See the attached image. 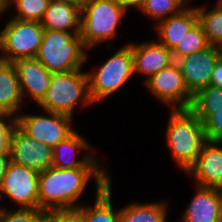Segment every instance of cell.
<instances>
[{
  "label": "cell",
  "mask_w": 222,
  "mask_h": 222,
  "mask_svg": "<svg viewBox=\"0 0 222 222\" xmlns=\"http://www.w3.org/2000/svg\"><path fill=\"white\" fill-rule=\"evenodd\" d=\"M90 178L95 180L96 189H102L111 180L105 168L61 169L51 166L39 172L38 209L78 208L82 203L76 202Z\"/></svg>",
  "instance_id": "obj_1"
},
{
  "label": "cell",
  "mask_w": 222,
  "mask_h": 222,
  "mask_svg": "<svg viewBox=\"0 0 222 222\" xmlns=\"http://www.w3.org/2000/svg\"><path fill=\"white\" fill-rule=\"evenodd\" d=\"M171 110L165 139L176 165L186 173L206 142L203 122L190 109Z\"/></svg>",
  "instance_id": "obj_2"
},
{
  "label": "cell",
  "mask_w": 222,
  "mask_h": 222,
  "mask_svg": "<svg viewBox=\"0 0 222 222\" xmlns=\"http://www.w3.org/2000/svg\"><path fill=\"white\" fill-rule=\"evenodd\" d=\"M80 35L44 29L36 58L52 74L82 69L88 59Z\"/></svg>",
  "instance_id": "obj_3"
},
{
  "label": "cell",
  "mask_w": 222,
  "mask_h": 222,
  "mask_svg": "<svg viewBox=\"0 0 222 222\" xmlns=\"http://www.w3.org/2000/svg\"><path fill=\"white\" fill-rule=\"evenodd\" d=\"M91 104L88 75L81 69L52 74L45 97L38 104L43 110L73 116L75 105Z\"/></svg>",
  "instance_id": "obj_4"
},
{
  "label": "cell",
  "mask_w": 222,
  "mask_h": 222,
  "mask_svg": "<svg viewBox=\"0 0 222 222\" xmlns=\"http://www.w3.org/2000/svg\"><path fill=\"white\" fill-rule=\"evenodd\" d=\"M126 11L114 0H91L81 10L80 37L90 50L99 43L111 41L117 35V28Z\"/></svg>",
  "instance_id": "obj_5"
},
{
  "label": "cell",
  "mask_w": 222,
  "mask_h": 222,
  "mask_svg": "<svg viewBox=\"0 0 222 222\" xmlns=\"http://www.w3.org/2000/svg\"><path fill=\"white\" fill-rule=\"evenodd\" d=\"M133 74L135 73L130 42L97 67L94 72H87L92 103L115 93L128 82Z\"/></svg>",
  "instance_id": "obj_6"
},
{
  "label": "cell",
  "mask_w": 222,
  "mask_h": 222,
  "mask_svg": "<svg viewBox=\"0 0 222 222\" xmlns=\"http://www.w3.org/2000/svg\"><path fill=\"white\" fill-rule=\"evenodd\" d=\"M44 28L38 21L12 18L0 32V61L36 57Z\"/></svg>",
  "instance_id": "obj_7"
},
{
  "label": "cell",
  "mask_w": 222,
  "mask_h": 222,
  "mask_svg": "<svg viewBox=\"0 0 222 222\" xmlns=\"http://www.w3.org/2000/svg\"><path fill=\"white\" fill-rule=\"evenodd\" d=\"M46 113L47 116L18 114V126L33 139L54 148L75 130L71 125V116L49 111Z\"/></svg>",
  "instance_id": "obj_8"
},
{
  "label": "cell",
  "mask_w": 222,
  "mask_h": 222,
  "mask_svg": "<svg viewBox=\"0 0 222 222\" xmlns=\"http://www.w3.org/2000/svg\"><path fill=\"white\" fill-rule=\"evenodd\" d=\"M145 86L159 102L173 106L172 109H189L191 106L193 96L186 88L176 61L150 77Z\"/></svg>",
  "instance_id": "obj_9"
},
{
  "label": "cell",
  "mask_w": 222,
  "mask_h": 222,
  "mask_svg": "<svg viewBox=\"0 0 222 222\" xmlns=\"http://www.w3.org/2000/svg\"><path fill=\"white\" fill-rule=\"evenodd\" d=\"M38 185L39 172L10 161L0 187V198L5 195L18 208H38Z\"/></svg>",
  "instance_id": "obj_10"
},
{
  "label": "cell",
  "mask_w": 222,
  "mask_h": 222,
  "mask_svg": "<svg viewBox=\"0 0 222 222\" xmlns=\"http://www.w3.org/2000/svg\"><path fill=\"white\" fill-rule=\"evenodd\" d=\"M221 57L222 48L209 45L177 61L186 88L192 96L199 90L210 86L212 70Z\"/></svg>",
  "instance_id": "obj_11"
},
{
  "label": "cell",
  "mask_w": 222,
  "mask_h": 222,
  "mask_svg": "<svg viewBox=\"0 0 222 222\" xmlns=\"http://www.w3.org/2000/svg\"><path fill=\"white\" fill-rule=\"evenodd\" d=\"M10 161L42 172L52 166L53 148L30 137L19 126L10 144Z\"/></svg>",
  "instance_id": "obj_12"
},
{
  "label": "cell",
  "mask_w": 222,
  "mask_h": 222,
  "mask_svg": "<svg viewBox=\"0 0 222 222\" xmlns=\"http://www.w3.org/2000/svg\"><path fill=\"white\" fill-rule=\"evenodd\" d=\"M221 142L206 141L194 164L186 172L192 175L195 184L222 189V147Z\"/></svg>",
  "instance_id": "obj_13"
},
{
  "label": "cell",
  "mask_w": 222,
  "mask_h": 222,
  "mask_svg": "<svg viewBox=\"0 0 222 222\" xmlns=\"http://www.w3.org/2000/svg\"><path fill=\"white\" fill-rule=\"evenodd\" d=\"M15 66L23 98L29 95L37 105L45 97L52 73L36 57L18 59Z\"/></svg>",
  "instance_id": "obj_14"
},
{
  "label": "cell",
  "mask_w": 222,
  "mask_h": 222,
  "mask_svg": "<svg viewBox=\"0 0 222 222\" xmlns=\"http://www.w3.org/2000/svg\"><path fill=\"white\" fill-rule=\"evenodd\" d=\"M80 133L74 131L69 137L64 141L59 142L53 148V163L52 167H57L61 169H74V168H104L105 163H102L95 158L97 156L94 153L87 152L91 148L88 141L84 140ZM85 151L88 154L82 158V160H77L75 157L77 152ZM103 164V165H101Z\"/></svg>",
  "instance_id": "obj_15"
},
{
  "label": "cell",
  "mask_w": 222,
  "mask_h": 222,
  "mask_svg": "<svg viewBox=\"0 0 222 222\" xmlns=\"http://www.w3.org/2000/svg\"><path fill=\"white\" fill-rule=\"evenodd\" d=\"M197 189L182 214V222H222V189L196 185Z\"/></svg>",
  "instance_id": "obj_16"
},
{
  "label": "cell",
  "mask_w": 222,
  "mask_h": 222,
  "mask_svg": "<svg viewBox=\"0 0 222 222\" xmlns=\"http://www.w3.org/2000/svg\"><path fill=\"white\" fill-rule=\"evenodd\" d=\"M135 43L132 42L134 73L147 75L144 83L155 73L175 62L171 50L159 40Z\"/></svg>",
  "instance_id": "obj_17"
},
{
  "label": "cell",
  "mask_w": 222,
  "mask_h": 222,
  "mask_svg": "<svg viewBox=\"0 0 222 222\" xmlns=\"http://www.w3.org/2000/svg\"><path fill=\"white\" fill-rule=\"evenodd\" d=\"M40 23L44 29L80 35L81 10L62 0H50Z\"/></svg>",
  "instance_id": "obj_18"
},
{
  "label": "cell",
  "mask_w": 222,
  "mask_h": 222,
  "mask_svg": "<svg viewBox=\"0 0 222 222\" xmlns=\"http://www.w3.org/2000/svg\"><path fill=\"white\" fill-rule=\"evenodd\" d=\"M198 21L196 7L182 9L178 14L157 23L159 42L172 50L184 34Z\"/></svg>",
  "instance_id": "obj_19"
},
{
  "label": "cell",
  "mask_w": 222,
  "mask_h": 222,
  "mask_svg": "<svg viewBox=\"0 0 222 222\" xmlns=\"http://www.w3.org/2000/svg\"><path fill=\"white\" fill-rule=\"evenodd\" d=\"M19 78L15 66L10 62L0 61V113L18 116L23 102Z\"/></svg>",
  "instance_id": "obj_20"
},
{
  "label": "cell",
  "mask_w": 222,
  "mask_h": 222,
  "mask_svg": "<svg viewBox=\"0 0 222 222\" xmlns=\"http://www.w3.org/2000/svg\"><path fill=\"white\" fill-rule=\"evenodd\" d=\"M111 180L102 188L96 189L94 206L80 205L78 209L86 222H119L120 209H113Z\"/></svg>",
  "instance_id": "obj_21"
},
{
  "label": "cell",
  "mask_w": 222,
  "mask_h": 222,
  "mask_svg": "<svg viewBox=\"0 0 222 222\" xmlns=\"http://www.w3.org/2000/svg\"><path fill=\"white\" fill-rule=\"evenodd\" d=\"M166 202L130 203L120 209L119 222H167Z\"/></svg>",
  "instance_id": "obj_22"
},
{
  "label": "cell",
  "mask_w": 222,
  "mask_h": 222,
  "mask_svg": "<svg viewBox=\"0 0 222 222\" xmlns=\"http://www.w3.org/2000/svg\"><path fill=\"white\" fill-rule=\"evenodd\" d=\"M196 13L209 44L222 48V2L217 0L211 9L197 6Z\"/></svg>",
  "instance_id": "obj_23"
},
{
  "label": "cell",
  "mask_w": 222,
  "mask_h": 222,
  "mask_svg": "<svg viewBox=\"0 0 222 222\" xmlns=\"http://www.w3.org/2000/svg\"><path fill=\"white\" fill-rule=\"evenodd\" d=\"M189 109L204 122L214 110L222 109V88L208 86L199 90Z\"/></svg>",
  "instance_id": "obj_24"
},
{
  "label": "cell",
  "mask_w": 222,
  "mask_h": 222,
  "mask_svg": "<svg viewBox=\"0 0 222 222\" xmlns=\"http://www.w3.org/2000/svg\"><path fill=\"white\" fill-rule=\"evenodd\" d=\"M206 34L204 33L202 26L197 21L176 46L171 50L174 61H178L180 58L194 54L197 51L203 50L209 46Z\"/></svg>",
  "instance_id": "obj_25"
},
{
  "label": "cell",
  "mask_w": 222,
  "mask_h": 222,
  "mask_svg": "<svg viewBox=\"0 0 222 222\" xmlns=\"http://www.w3.org/2000/svg\"><path fill=\"white\" fill-rule=\"evenodd\" d=\"M186 5L183 0H144L140 12L161 22L187 8Z\"/></svg>",
  "instance_id": "obj_26"
},
{
  "label": "cell",
  "mask_w": 222,
  "mask_h": 222,
  "mask_svg": "<svg viewBox=\"0 0 222 222\" xmlns=\"http://www.w3.org/2000/svg\"><path fill=\"white\" fill-rule=\"evenodd\" d=\"M50 0H10L4 11L14 6L17 14L13 18L40 22Z\"/></svg>",
  "instance_id": "obj_27"
},
{
  "label": "cell",
  "mask_w": 222,
  "mask_h": 222,
  "mask_svg": "<svg viewBox=\"0 0 222 222\" xmlns=\"http://www.w3.org/2000/svg\"><path fill=\"white\" fill-rule=\"evenodd\" d=\"M17 126L18 120L15 115L0 113V154H10L11 139Z\"/></svg>",
  "instance_id": "obj_28"
},
{
  "label": "cell",
  "mask_w": 222,
  "mask_h": 222,
  "mask_svg": "<svg viewBox=\"0 0 222 222\" xmlns=\"http://www.w3.org/2000/svg\"><path fill=\"white\" fill-rule=\"evenodd\" d=\"M38 208H16L8 210L6 207L0 209V222H35Z\"/></svg>",
  "instance_id": "obj_29"
},
{
  "label": "cell",
  "mask_w": 222,
  "mask_h": 222,
  "mask_svg": "<svg viewBox=\"0 0 222 222\" xmlns=\"http://www.w3.org/2000/svg\"><path fill=\"white\" fill-rule=\"evenodd\" d=\"M203 129L206 141L222 143V109L214 110L203 122Z\"/></svg>",
  "instance_id": "obj_30"
},
{
  "label": "cell",
  "mask_w": 222,
  "mask_h": 222,
  "mask_svg": "<svg viewBox=\"0 0 222 222\" xmlns=\"http://www.w3.org/2000/svg\"><path fill=\"white\" fill-rule=\"evenodd\" d=\"M57 222H86L78 208L58 209Z\"/></svg>",
  "instance_id": "obj_31"
},
{
  "label": "cell",
  "mask_w": 222,
  "mask_h": 222,
  "mask_svg": "<svg viewBox=\"0 0 222 222\" xmlns=\"http://www.w3.org/2000/svg\"><path fill=\"white\" fill-rule=\"evenodd\" d=\"M210 86L222 88V57L212 70Z\"/></svg>",
  "instance_id": "obj_32"
},
{
  "label": "cell",
  "mask_w": 222,
  "mask_h": 222,
  "mask_svg": "<svg viewBox=\"0 0 222 222\" xmlns=\"http://www.w3.org/2000/svg\"><path fill=\"white\" fill-rule=\"evenodd\" d=\"M35 222H57V210H41Z\"/></svg>",
  "instance_id": "obj_33"
},
{
  "label": "cell",
  "mask_w": 222,
  "mask_h": 222,
  "mask_svg": "<svg viewBox=\"0 0 222 222\" xmlns=\"http://www.w3.org/2000/svg\"><path fill=\"white\" fill-rule=\"evenodd\" d=\"M116 4L121 6L126 12L129 8L136 7L140 10L144 0H114Z\"/></svg>",
  "instance_id": "obj_34"
},
{
  "label": "cell",
  "mask_w": 222,
  "mask_h": 222,
  "mask_svg": "<svg viewBox=\"0 0 222 222\" xmlns=\"http://www.w3.org/2000/svg\"><path fill=\"white\" fill-rule=\"evenodd\" d=\"M9 163H10V155L0 154V187L2 185V181Z\"/></svg>",
  "instance_id": "obj_35"
},
{
  "label": "cell",
  "mask_w": 222,
  "mask_h": 222,
  "mask_svg": "<svg viewBox=\"0 0 222 222\" xmlns=\"http://www.w3.org/2000/svg\"><path fill=\"white\" fill-rule=\"evenodd\" d=\"M68 2L69 4L75 5L80 10H82L91 0H62Z\"/></svg>",
  "instance_id": "obj_36"
},
{
  "label": "cell",
  "mask_w": 222,
  "mask_h": 222,
  "mask_svg": "<svg viewBox=\"0 0 222 222\" xmlns=\"http://www.w3.org/2000/svg\"><path fill=\"white\" fill-rule=\"evenodd\" d=\"M10 0H0V4L5 8Z\"/></svg>",
  "instance_id": "obj_37"
},
{
  "label": "cell",
  "mask_w": 222,
  "mask_h": 222,
  "mask_svg": "<svg viewBox=\"0 0 222 222\" xmlns=\"http://www.w3.org/2000/svg\"><path fill=\"white\" fill-rule=\"evenodd\" d=\"M4 7L0 4V16H2V14L4 13Z\"/></svg>",
  "instance_id": "obj_38"
},
{
  "label": "cell",
  "mask_w": 222,
  "mask_h": 222,
  "mask_svg": "<svg viewBox=\"0 0 222 222\" xmlns=\"http://www.w3.org/2000/svg\"><path fill=\"white\" fill-rule=\"evenodd\" d=\"M183 1L188 5L192 0H183Z\"/></svg>",
  "instance_id": "obj_39"
}]
</instances>
